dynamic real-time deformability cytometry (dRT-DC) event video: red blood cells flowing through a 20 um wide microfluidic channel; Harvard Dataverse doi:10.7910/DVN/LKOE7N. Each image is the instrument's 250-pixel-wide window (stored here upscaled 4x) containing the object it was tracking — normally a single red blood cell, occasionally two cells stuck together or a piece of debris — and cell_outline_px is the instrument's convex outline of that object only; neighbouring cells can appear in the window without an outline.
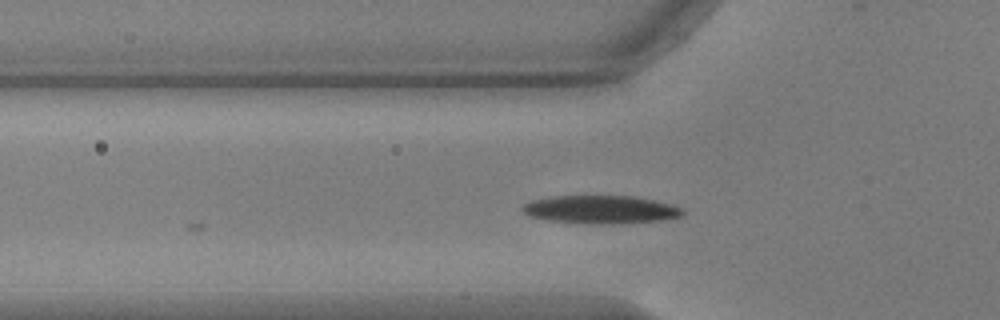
{"species": "common noctule bat (a hibernating species)", "species_latin": "Nyctalus noctula", "temperature_condition": "warm", "stored_images_in_passage": 16, "camera_frame_rate_fps": 3000, "um_per_image_px": 0.085, "animal": {"sex": "male", "body_mass_g": 17.9, "forearm_length_mm": 54.2}, "frame": {"image": 1, "passage_image": 2, "time_ms": 0.333, "image_size_px": [1000, 320], "cell_outline_px": [[684, 216], [660, 220], [600, 224], [548, 220], [528, 216], [520, 208], [524, 204], [532, 200], [548, 196], [632, 196], [652, 200], [684, 208]], "centroid_in_image_um": [51.02, 17.8], "position_along_channel_um": 74.8, "area_um2": 25.95}}
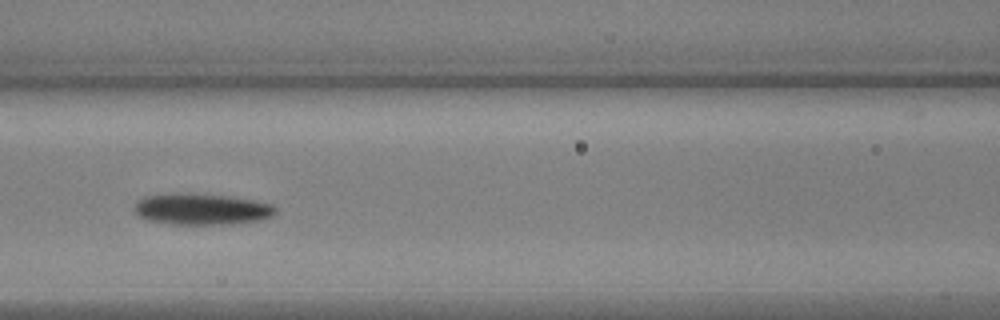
{"frame": {"image": 2, "passage_image": 8, "time_ms": 2.333, "image_size_px": [1000, 320], "cell_outline_px": [[276, 212], [272, 216], [260, 220], [228, 224], [172, 224], [144, 220], [136, 216], [132, 208], [136, 200], [144, 196], [172, 192], [196, 192], [228, 196], [252, 200], [272, 204], [276, 208]], "centroid_in_image_um": [17.03, 17.75], "position_along_channel_um": 149.6, "area_um2": 26.47}}
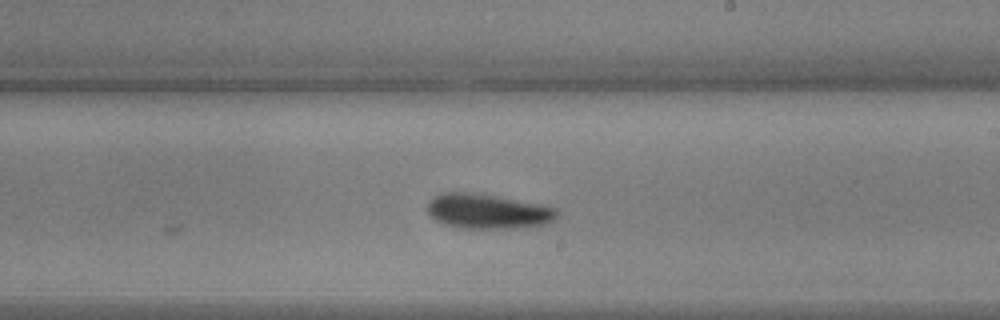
{"frame": {"image": 3, "passage_image": 16, "time_ms": 5.0, "image_size_px": [1000, 320], "cell_outline_px": [[556, 216], [552, 220], [544, 224], [516, 228], [456, 228], [444, 224], [436, 220], [428, 212], [428, 200], [444, 192], [472, 192], [496, 196], [540, 204], [556, 208]], "centroid_in_image_um": [41.41, 17.96], "position_along_channel_um": 247.6, "area_um2": 26.07}}